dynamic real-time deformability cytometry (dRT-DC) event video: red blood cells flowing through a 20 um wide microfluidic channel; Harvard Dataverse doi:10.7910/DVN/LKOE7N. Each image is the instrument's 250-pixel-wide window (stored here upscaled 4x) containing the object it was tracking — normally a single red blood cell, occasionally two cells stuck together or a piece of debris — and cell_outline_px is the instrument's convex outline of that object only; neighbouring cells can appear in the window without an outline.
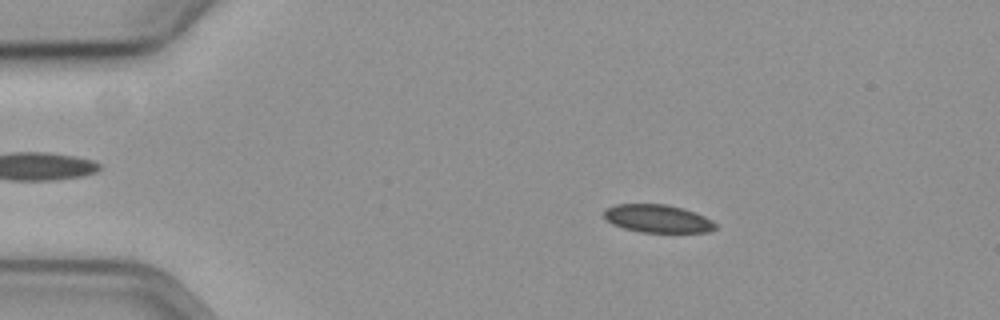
{"species": "common noctule bat (a hibernating species)", "species_latin": "Nyctalus noctula", "temperature_condition": "cold", "stored_images_in_passage": 59, "camera_frame_rate_fps": 3000, "um_per_image_px": 0.085, "animal": {"sex": "female", "body_mass_g": 19.3, "forearm_length_mm": 54.1}, "frame": {"image": 1, "passage_image": 11, "time_ms": 3.333, "image_size_px": [1000, 320], "cell_outline_px": [[716, 228], [708, 232], [640, 232], [624, 228], [612, 224], [604, 220], [604, 208], [616, 204], [664, 204], [684, 208], [704, 216], [712, 220], [716, 224]], "centroid_in_image_um": [55.86, 18.58], "position_along_channel_um": 29.1, "area_um2": 18.26}}
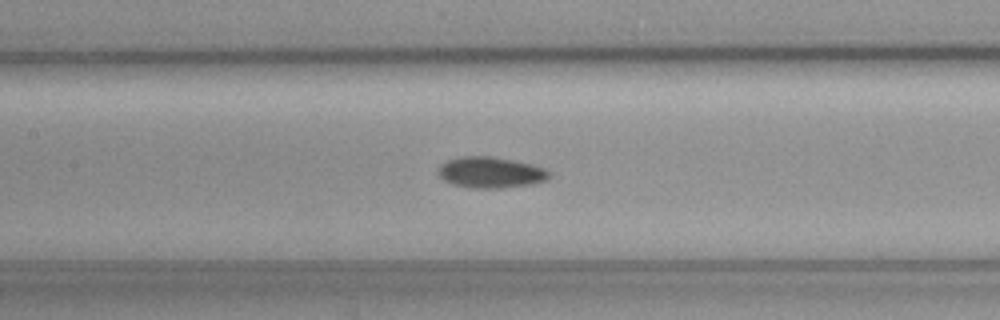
{"frame": {"image": 2, "passage_image": 28, "time_ms": 9.0, "image_size_px": [1000, 320], "cell_outline_px": [[548, 176], [544, 180], [532, 184], [500, 188], [468, 188], [452, 184], [444, 180], [436, 172], [448, 160], [460, 156], [488, 156], [512, 160], [532, 164], [544, 168], [548, 172]], "centroid_in_image_um": [41.67, 14.66], "position_along_channel_um": 165.7, "area_um2": 19.83}}
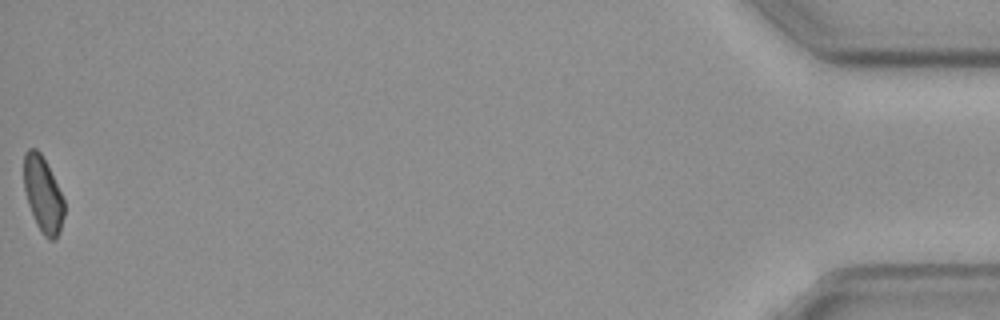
{"frame": {"image": 3, "passage_image": 59, "time_ms": 19.333, "image_size_px": [1000, 320], "cell_outline_px": [[64, 216], [60, 232], [56, 240], [48, 240], [40, 232], [36, 224], [28, 204], [24, 188], [24, 152], [28, 148], [36, 148], [40, 152], [64, 200]], "centroid_in_image_um": [3.64, 16.58], "position_along_channel_um": 431.6, "area_um2": 17.69}}